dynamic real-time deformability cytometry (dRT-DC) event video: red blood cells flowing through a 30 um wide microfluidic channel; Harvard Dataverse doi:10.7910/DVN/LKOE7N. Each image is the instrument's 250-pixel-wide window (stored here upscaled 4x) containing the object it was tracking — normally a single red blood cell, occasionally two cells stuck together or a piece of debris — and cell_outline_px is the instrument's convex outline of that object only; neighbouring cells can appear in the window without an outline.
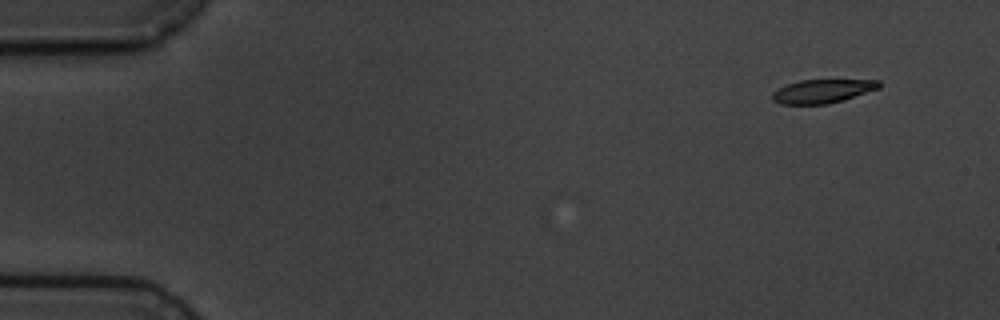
{"species": "common noctule bat (a hibernating species)", "species_latin": "Nyctalus noctula", "temperature_condition": "cold", "stored_images_in_passage": 7, "camera_frame_rate_fps": 3000, "um_per_image_px": 0.085, "animal": {"sex": "male", "body_mass_g": 19.5, "forearm_length_mm": 54.6}, "frame": {"image": 1, "passage_image": 1, "time_ms": 0.0, "image_size_px": [1000, 320], "cell_outline_px": [[880, 88], [828, 104], [780, 104], [772, 100], [772, 92], [788, 84], [800, 80], [880, 80]], "centroid_in_image_um": [69.89, 7.75], "position_along_channel_um": 15.1, "area_um2": 14.51}}
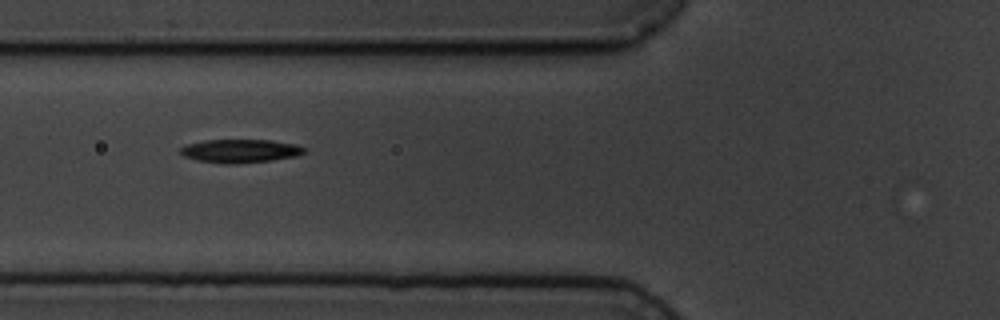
{"frame": {"image": 2, "passage_image": 6, "time_ms": 5.667, "image_size_px": [1000, 320], "cell_outline_px": [[308, 148], [304, 152], [296, 156], [272, 160], [236, 164], [224, 164], [196, 160], [184, 156], [180, 152], [180, 148], [188, 144], [204, 140], [272, 140], [296, 144]], "centroid_in_image_um": [20.44, 12.83], "position_along_channel_um": 105.4, "area_um2": 16.99}}
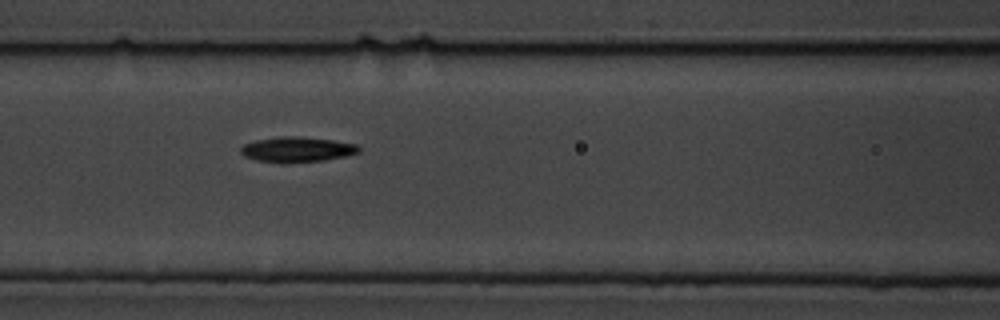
{"frame": {"image": 3, "passage_image": 7, "time_ms": 6.667, "image_size_px": [1000, 320], "cell_outline_px": [[360, 152], [344, 156], [324, 160], [284, 164], [256, 160], [244, 156], [240, 152], [240, 148], [244, 144], [256, 140], [280, 136], [300, 136], [332, 140], [356, 144], [360, 148]], "centroid_in_image_um": [25.22, 12.71], "position_along_channel_um": 141.4, "area_um2": 17.51}}